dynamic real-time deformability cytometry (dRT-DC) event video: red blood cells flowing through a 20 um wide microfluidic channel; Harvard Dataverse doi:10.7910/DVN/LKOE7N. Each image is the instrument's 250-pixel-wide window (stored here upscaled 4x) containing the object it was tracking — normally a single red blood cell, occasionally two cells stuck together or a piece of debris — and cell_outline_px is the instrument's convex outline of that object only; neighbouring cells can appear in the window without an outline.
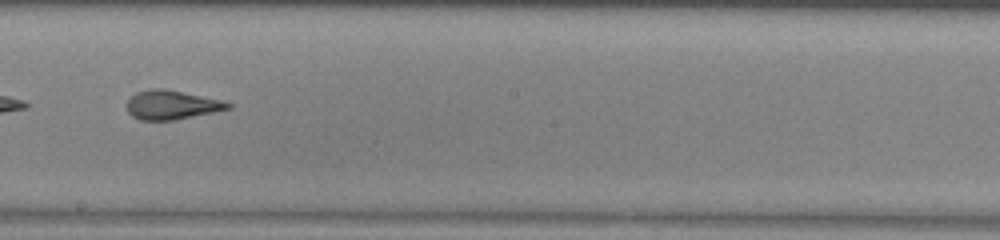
{"species": "common noctule bat (a hibernating species)", "species_latin": "Nyctalus noctula", "temperature_condition": "warm", "stored_images_in_passage": 49, "camera_frame_rate_fps": 3000, "um_per_image_px": 0.085, "animal": {"sex": "male", "body_mass_g": 13.0, "forearm_length_mm": 53.1}, "frame": {"image": 1, "passage_image": 28, "time_ms": 9.0, "image_size_px": [1000, 240], "cell_outline_px": [[232, 108], [216, 112], [176, 120], [140, 120], [132, 116], [128, 112], [128, 100], [136, 92], [148, 88], [164, 88], [220, 100], [232, 104]], "centroid_in_image_um": [14.6, 8.92], "position_along_channel_um": 233.6, "area_um2": 17.17}, "authors_computed_cell_mechanics": {"area_um2": 18.785, "velocity_mm_per_s": 3.9685, "shape_relaxation_time_tau1_ms": 5.4289, "shape_relaxation_time_tau2_ms": 1.5245, "deformation_change_tau1": 0.1967, "deformation_change_tau2": 0.1081}}